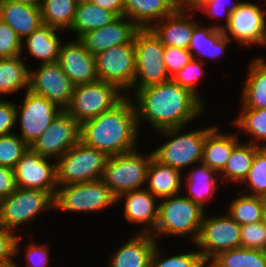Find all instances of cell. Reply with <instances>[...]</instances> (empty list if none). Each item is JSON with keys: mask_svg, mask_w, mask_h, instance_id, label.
I'll use <instances>...</instances> for the list:
<instances>
[{"mask_svg": "<svg viewBox=\"0 0 266 267\" xmlns=\"http://www.w3.org/2000/svg\"><path fill=\"white\" fill-rule=\"evenodd\" d=\"M193 10H175L149 29L163 45L188 49L195 26L200 22Z\"/></svg>", "mask_w": 266, "mask_h": 267, "instance_id": "21", "label": "cell"}, {"mask_svg": "<svg viewBox=\"0 0 266 267\" xmlns=\"http://www.w3.org/2000/svg\"><path fill=\"white\" fill-rule=\"evenodd\" d=\"M242 85L240 109H266V60L253 58L248 63Z\"/></svg>", "mask_w": 266, "mask_h": 267, "instance_id": "28", "label": "cell"}, {"mask_svg": "<svg viewBox=\"0 0 266 267\" xmlns=\"http://www.w3.org/2000/svg\"><path fill=\"white\" fill-rule=\"evenodd\" d=\"M241 3V0L239 1H233V0H208L204 2L197 10L196 12H200L205 14V16L208 15V18H212V20H219L220 18H223L222 20L224 22H213L212 24H209L210 26L216 28V29H223L229 22V17L231 15V12L238 7V5Z\"/></svg>", "mask_w": 266, "mask_h": 267, "instance_id": "43", "label": "cell"}, {"mask_svg": "<svg viewBox=\"0 0 266 267\" xmlns=\"http://www.w3.org/2000/svg\"><path fill=\"white\" fill-rule=\"evenodd\" d=\"M134 233L112 251L108 258V267H150L157 241L151 234Z\"/></svg>", "mask_w": 266, "mask_h": 267, "instance_id": "22", "label": "cell"}, {"mask_svg": "<svg viewBox=\"0 0 266 267\" xmlns=\"http://www.w3.org/2000/svg\"><path fill=\"white\" fill-rule=\"evenodd\" d=\"M230 42L221 29H216L200 21L195 26L188 50L193 58L204 63L211 59L219 61L221 55H225Z\"/></svg>", "mask_w": 266, "mask_h": 267, "instance_id": "25", "label": "cell"}, {"mask_svg": "<svg viewBox=\"0 0 266 267\" xmlns=\"http://www.w3.org/2000/svg\"><path fill=\"white\" fill-rule=\"evenodd\" d=\"M117 205L122 203L123 218L138 227L136 233L152 234L158 221L159 199L153 196L146 188L128 191L120 194Z\"/></svg>", "mask_w": 266, "mask_h": 267, "instance_id": "18", "label": "cell"}, {"mask_svg": "<svg viewBox=\"0 0 266 267\" xmlns=\"http://www.w3.org/2000/svg\"><path fill=\"white\" fill-rule=\"evenodd\" d=\"M239 115L232 119L231 126L238 128L240 135L247 134L250 139L245 142L266 147V109H240Z\"/></svg>", "mask_w": 266, "mask_h": 267, "instance_id": "34", "label": "cell"}, {"mask_svg": "<svg viewBox=\"0 0 266 267\" xmlns=\"http://www.w3.org/2000/svg\"><path fill=\"white\" fill-rule=\"evenodd\" d=\"M99 80L116 86L126 96L133 95L136 74L134 44L113 46L95 56Z\"/></svg>", "mask_w": 266, "mask_h": 267, "instance_id": "13", "label": "cell"}, {"mask_svg": "<svg viewBox=\"0 0 266 267\" xmlns=\"http://www.w3.org/2000/svg\"><path fill=\"white\" fill-rule=\"evenodd\" d=\"M108 158L105 152L79 141L56 160L57 186L101 179Z\"/></svg>", "mask_w": 266, "mask_h": 267, "instance_id": "8", "label": "cell"}, {"mask_svg": "<svg viewBox=\"0 0 266 267\" xmlns=\"http://www.w3.org/2000/svg\"><path fill=\"white\" fill-rule=\"evenodd\" d=\"M125 96L116 86L98 80L75 86L71 102L65 111L82 124L112 109Z\"/></svg>", "mask_w": 266, "mask_h": 267, "instance_id": "11", "label": "cell"}, {"mask_svg": "<svg viewBox=\"0 0 266 267\" xmlns=\"http://www.w3.org/2000/svg\"><path fill=\"white\" fill-rule=\"evenodd\" d=\"M11 1L40 8L43 0H11Z\"/></svg>", "mask_w": 266, "mask_h": 267, "instance_id": "52", "label": "cell"}, {"mask_svg": "<svg viewBox=\"0 0 266 267\" xmlns=\"http://www.w3.org/2000/svg\"><path fill=\"white\" fill-rule=\"evenodd\" d=\"M30 146L17 133L0 136V166L13 169Z\"/></svg>", "mask_w": 266, "mask_h": 267, "instance_id": "41", "label": "cell"}, {"mask_svg": "<svg viewBox=\"0 0 266 267\" xmlns=\"http://www.w3.org/2000/svg\"><path fill=\"white\" fill-rule=\"evenodd\" d=\"M175 10H197V0H169Z\"/></svg>", "mask_w": 266, "mask_h": 267, "instance_id": "51", "label": "cell"}, {"mask_svg": "<svg viewBox=\"0 0 266 267\" xmlns=\"http://www.w3.org/2000/svg\"><path fill=\"white\" fill-rule=\"evenodd\" d=\"M140 28L125 16L112 23L81 35L78 40L94 56L113 46L134 44L133 39Z\"/></svg>", "mask_w": 266, "mask_h": 267, "instance_id": "20", "label": "cell"}, {"mask_svg": "<svg viewBox=\"0 0 266 267\" xmlns=\"http://www.w3.org/2000/svg\"><path fill=\"white\" fill-rule=\"evenodd\" d=\"M76 7L74 0H43L40 7L42 22L65 34L71 28Z\"/></svg>", "mask_w": 266, "mask_h": 267, "instance_id": "37", "label": "cell"}, {"mask_svg": "<svg viewBox=\"0 0 266 267\" xmlns=\"http://www.w3.org/2000/svg\"><path fill=\"white\" fill-rule=\"evenodd\" d=\"M16 127V129H14ZM16 125V102L8 98L0 99V136L15 133Z\"/></svg>", "mask_w": 266, "mask_h": 267, "instance_id": "48", "label": "cell"}, {"mask_svg": "<svg viewBox=\"0 0 266 267\" xmlns=\"http://www.w3.org/2000/svg\"><path fill=\"white\" fill-rule=\"evenodd\" d=\"M216 125L196 127L191 131H187L186 126H182L156 132L158 135L161 134L160 138L163 137L166 140L157 145L154 150L152 149L154 158L161 164L171 166L183 174L186 173L185 169L202 162L206 135Z\"/></svg>", "mask_w": 266, "mask_h": 267, "instance_id": "4", "label": "cell"}, {"mask_svg": "<svg viewBox=\"0 0 266 267\" xmlns=\"http://www.w3.org/2000/svg\"><path fill=\"white\" fill-rule=\"evenodd\" d=\"M207 267H266V251L234 248L218 253Z\"/></svg>", "mask_w": 266, "mask_h": 267, "instance_id": "36", "label": "cell"}, {"mask_svg": "<svg viewBox=\"0 0 266 267\" xmlns=\"http://www.w3.org/2000/svg\"><path fill=\"white\" fill-rule=\"evenodd\" d=\"M174 11L169 0H124V16L140 29H149Z\"/></svg>", "mask_w": 266, "mask_h": 267, "instance_id": "31", "label": "cell"}, {"mask_svg": "<svg viewBox=\"0 0 266 267\" xmlns=\"http://www.w3.org/2000/svg\"><path fill=\"white\" fill-rule=\"evenodd\" d=\"M260 147L241 141L232 151L223 171L220 173L222 184L240 185L251 169L254 155Z\"/></svg>", "mask_w": 266, "mask_h": 267, "instance_id": "33", "label": "cell"}, {"mask_svg": "<svg viewBox=\"0 0 266 267\" xmlns=\"http://www.w3.org/2000/svg\"><path fill=\"white\" fill-rule=\"evenodd\" d=\"M240 231L241 225L227 212L212 215L206 211L194 246L208 263L222 251L241 247Z\"/></svg>", "mask_w": 266, "mask_h": 267, "instance_id": "10", "label": "cell"}, {"mask_svg": "<svg viewBox=\"0 0 266 267\" xmlns=\"http://www.w3.org/2000/svg\"><path fill=\"white\" fill-rule=\"evenodd\" d=\"M23 234H19L16 242H15V258L17 256L21 255V251H22V247H27L25 250V256H26V265L25 267H49V263H51L50 261V251L49 249L51 248L49 245L50 244H46V243H37L35 242L33 239H30V243L29 240L27 241L28 245H21V239L24 238V236H22ZM16 263H14L13 267H21L22 265H19V263H17V261H15Z\"/></svg>", "mask_w": 266, "mask_h": 267, "instance_id": "40", "label": "cell"}, {"mask_svg": "<svg viewBox=\"0 0 266 267\" xmlns=\"http://www.w3.org/2000/svg\"><path fill=\"white\" fill-rule=\"evenodd\" d=\"M263 4L266 7V0ZM265 7L242 0L238 7L231 12L228 24L222 29L223 34L231 43L235 42L244 48L254 46V44L255 46H264L266 43Z\"/></svg>", "mask_w": 266, "mask_h": 267, "instance_id": "12", "label": "cell"}, {"mask_svg": "<svg viewBox=\"0 0 266 267\" xmlns=\"http://www.w3.org/2000/svg\"><path fill=\"white\" fill-rule=\"evenodd\" d=\"M205 63L192 58L190 62L179 72H177L172 79L181 87L188 89L194 95H196L202 102L203 99L200 88L198 87L199 81H201L202 77L205 76Z\"/></svg>", "mask_w": 266, "mask_h": 267, "instance_id": "42", "label": "cell"}, {"mask_svg": "<svg viewBox=\"0 0 266 267\" xmlns=\"http://www.w3.org/2000/svg\"><path fill=\"white\" fill-rule=\"evenodd\" d=\"M54 210V197L47 191L16 187L8 197L0 200V225L18 233V229L32 223L44 211Z\"/></svg>", "mask_w": 266, "mask_h": 267, "instance_id": "6", "label": "cell"}, {"mask_svg": "<svg viewBox=\"0 0 266 267\" xmlns=\"http://www.w3.org/2000/svg\"><path fill=\"white\" fill-rule=\"evenodd\" d=\"M240 238L242 248L266 251V222L241 226Z\"/></svg>", "mask_w": 266, "mask_h": 267, "instance_id": "44", "label": "cell"}, {"mask_svg": "<svg viewBox=\"0 0 266 267\" xmlns=\"http://www.w3.org/2000/svg\"><path fill=\"white\" fill-rule=\"evenodd\" d=\"M16 187L14 170L0 166V200L13 193Z\"/></svg>", "mask_w": 266, "mask_h": 267, "instance_id": "49", "label": "cell"}, {"mask_svg": "<svg viewBox=\"0 0 266 267\" xmlns=\"http://www.w3.org/2000/svg\"><path fill=\"white\" fill-rule=\"evenodd\" d=\"M80 124L63 110L30 146L43 157L59 159L80 141Z\"/></svg>", "mask_w": 266, "mask_h": 267, "instance_id": "16", "label": "cell"}, {"mask_svg": "<svg viewBox=\"0 0 266 267\" xmlns=\"http://www.w3.org/2000/svg\"><path fill=\"white\" fill-rule=\"evenodd\" d=\"M206 1L208 0H197V9Z\"/></svg>", "mask_w": 266, "mask_h": 267, "instance_id": "54", "label": "cell"}, {"mask_svg": "<svg viewBox=\"0 0 266 267\" xmlns=\"http://www.w3.org/2000/svg\"><path fill=\"white\" fill-rule=\"evenodd\" d=\"M237 192V196L229 202L226 212L241 226L263 221V197Z\"/></svg>", "mask_w": 266, "mask_h": 267, "instance_id": "35", "label": "cell"}, {"mask_svg": "<svg viewBox=\"0 0 266 267\" xmlns=\"http://www.w3.org/2000/svg\"><path fill=\"white\" fill-rule=\"evenodd\" d=\"M159 244L161 243L157 242L153 250L150 267H207V263L202 259L198 250H190L186 253L182 251V253L165 256Z\"/></svg>", "mask_w": 266, "mask_h": 267, "instance_id": "38", "label": "cell"}, {"mask_svg": "<svg viewBox=\"0 0 266 267\" xmlns=\"http://www.w3.org/2000/svg\"><path fill=\"white\" fill-rule=\"evenodd\" d=\"M92 4L115 13L118 17L124 16V0H89Z\"/></svg>", "mask_w": 266, "mask_h": 267, "instance_id": "50", "label": "cell"}, {"mask_svg": "<svg viewBox=\"0 0 266 267\" xmlns=\"http://www.w3.org/2000/svg\"><path fill=\"white\" fill-rule=\"evenodd\" d=\"M264 202V221L266 222V196L263 197Z\"/></svg>", "mask_w": 266, "mask_h": 267, "instance_id": "53", "label": "cell"}, {"mask_svg": "<svg viewBox=\"0 0 266 267\" xmlns=\"http://www.w3.org/2000/svg\"><path fill=\"white\" fill-rule=\"evenodd\" d=\"M57 62L75 86L99 80L95 56L76 38L64 40Z\"/></svg>", "mask_w": 266, "mask_h": 267, "instance_id": "19", "label": "cell"}, {"mask_svg": "<svg viewBox=\"0 0 266 267\" xmlns=\"http://www.w3.org/2000/svg\"><path fill=\"white\" fill-rule=\"evenodd\" d=\"M62 32V30L42 24L22 40L21 56L28 54L30 58L39 60L40 64L57 62L61 45L64 42Z\"/></svg>", "mask_w": 266, "mask_h": 267, "instance_id": "24", "label": "cell"}, {"mask_svg": "<svg viewBox=\"0 0 266 267\" xmlns=\"http://www.w3.org/2000/svg\"><path fill=\"white\" fill-rule=\"evenodd\" d=\"M264 46L266 47V43L264 44ZM259 57L266 60L265 56H259Z\"/></svg>", "mask_w": 266, "mask_h": 267, "instance_id": "56", "label": "cell"}, {"mask_svg": "<svg viewBox=\"0 0 266 267\" xmlns=\"http://www.w3.org/2000/svg\"><path fill=\"white\" fill-rule=\"evenodd\" d=\"M18 234L0 225V265L13 267L15 263V242Z\"/></svg>", "mask_w": 266, "mask_h": 267, "instance_id": "47", "label": "cell"}, {"mask_svg": "<svg viewBox=\"0 0 266 267\" xmlns=\"http://www.w3.org/2000/svg\"><path fill=\"white\" fill-rule=\"evenodd\" d=\"M84 1H89V0H74V2H75L76 4H80V3L84 2Z\"/></svg>", "mask_w": 266, "mask_h": 267, "instance_id": "55", "label": "cell"}, {"mask_svg": "<svg viewBox=\"0 0 266 267\" xmlns=\"http://www.w3.org/2000/svg\"><path fill=\"white\" fill-rule=\"evenodd\" d=\"M117 197L101 180L58 186L54 197V211L94 214L117 206Z\"/></svg>", "mask_w": 266, "mask_h": 267, "instance_id": "5", "label": "cell"}, {"mask_svg": "<svg viewBox=\"0 0 266 267\" xmlns=\"http://www.w3.org/2000/svg\"><path fill=\"white\" fill-rule=\"evenodd\" d=\"M240 135L236 132H223L216 125L205 138L203 146L202 163L219 174L225 168L233 149L241 142Z\"/></svg>", "mask_w": 266, "mask_h": 267, "instance_id": "26", "label": "cell"}, {"mask_svg": "<svg viewBox=\"0 0 266 267\" xmlns=\"http://www.w3.org/2000/svg\"><path fill=\"white\" fill-rule=\"evenodd\" d=\"M37 67H30L29 90L65 110L71 102L75 85L58 62L42 63Z\"/></svg>", "mask_w": 266, "mask_h": 267, "instance_id": "15", "label": "cell"}, {"mask_svg": "<svg viewBox=\"0 0 266 267\" xmlns=\"http://www.w3.org/2000/svg\"><path fill=\"white\" fill-rule=\"evenodd\" d=\"M206 210L183 193L159 199L158 221L151 234L157 242L162 237H189L195 243Z\"/></svg>", "mask_w": 266, "mask_h": 267, "instance_id": "3", "label": "cell"}, {"mask_svg": "<svg viewBox=\"0 0 266 267\" xmlns=\"http://www.w3.org/2000/svg\"><path fill=\"white\" fill-rule=\"evenodd\" d=\"M23 95L22 102H16V125L20 126L16 133L31 146L63 110L30 90Z\"/></svg>", "mask_w": 266, "mask_h": 267, "instance_id": "14", "label": "cell"}, {"mask_svg": "<svg viewBox=\"0 0 266 267\" xmlns=\"http://www.w3.org/2000/svg\"><path fill=\"white\" fill-rule=\"evenodd\" d=\"M140 150L109 156L101 180L116 197L146 187L147 170L154 155Z\"/></svg>", "mask_w": 266, "mask_h": 267, "instance_id": "7", "label": "cell"}, {"mask_svg": "<svg viewBox=\"0 0 266 267\" xmlns=\"http://www.w3.org/2000/svg\"><path fill=\"white\" fill-rule=\"evenodd\" d=\"M0 19L8 24L21 40L43 24L40 8L11 0H0Z\"/></svg>", "mask_w": 266, "mask_h": 267, "instance_id": "27", "label": "cell"}, {"mask_svg": "<svg viewBox=\"0 0 266 267\" xmlns=\"http://www.w3.org/2000/svg\"><path fill=\"white\" fill-rule=\"evenodd\" d=\"M131 98L136 108L139 129L141 125L149 124L156 132L188 127L194 119L201 118L206 108L204 102L172 78L138 89Z\"/></svg>", "mask_w": 266, "mask_h": 267, "instance_id": "1", "label": "cell"}, {"mask_svg": "<svg viewBox=\"0 0 266 267\" xmlns=\"http://www.w3.org/2000/svg\"><path fill=\"white\" fill-rule=\"evenodd\" d=\"M14 173L17 187L40 189L55 197L58 187L56 160L43 157L29 148L17 162Z\"/></svg>", "mask_w": 266, "mask_h": 267, "instance_id": "17", "label": "cell"}, {"mask_svg": "<svg viewBox=\"0 0 266 267\" xmlns=\"http://www.w3.org/2000/svg\"><path fill=\"white\" fill-rule=\"evenodd\" d=\"M140 131L134 102L125 96L112 109L80 124V141L112 156L138 149Z\"/></svg>", "mask_w": 266, "mask_h": 267, "instance_id": "2", "label": "cell"}, {"mask_svg": "<svg viewBox=\"0 0 266 267\" xmlns=\"http://www.w3.org/2000/svg\"><path fill=\"white\" fill-rule=\"evenodd\" d=\"M117 18L115 13L94 5L90 1H84L77 4L73 23L67 32L76 33L75 38L78 39L86 32L102 28Z\"/></svg>", "mask_w": 266, "mask_h": 267, "instance_id": "32", "label": "cell"}, {"mask_svg": "<svg viewBox=\"0 0 266 267\" xmlns=\"http://www.w3.org/2000/svg\"><path fill=\"white\" fill-rule=\"evenodd\" d=\"M21 42L17 33L0 19V59L21 56Z\"/></svg>", "mask_w": 266, "mask_h": 267, "instance_id": "45", "label": "cell"}, {"mask_svg": "<svg viewBox=\"0 0 266 267\" xmlns=\"http://www.w3.org/2000/svg\"><path fill=\"white\" fill-rule=\"evenodd\" d=\"M24 58L14 56L0 59V96L3 99L29 90L30 67L33 65L30 66Z\"/></svg>", "mask_w": 266, "mask_h": 267, "instance_id": "30", "label": "cell"}, {"mask_svg": "<svg viewBox=\"0 0 266 267\" xmlns=\"http://www.w3.org/2000/svg\"><path fill=\"white\" fill-rule=\"evenodd\" d=\"M133 42L136 53L133 94L138 89L171 79L163 60L164 45L150 29H139Z\"/></svg>", "mask_w": 266, "mask_h": 267, "instance_id": "9", "label": "cell"}, {"mask_svg": "<svg viewBox=\"0 0 266 267\" xmlns=\"http://www.w3.org/2000/svg\"><path fill=\"white\" fill-rule=\"evenodd\" d=\"M187 171L183 175L182 192L186 190L184 195L207 211V204L215 197L216 191H220L219 184L222 186L220 174L202 162Z\"/></svg>", "mask_w": 266, "mask_h": 267, "instance_id": "23", "label": "cell"}, {"mask_svg": "<svg viewBox=\"0 0 266 267\" xmlns=\"http://www.w3.org/2000/svg\"><path fill=\"white\" fill-rule=\"evenodd\" d=\"M242 184L246 188L242 186L239 191L252 196H266V147L256 151L251 169Z\"/></svg>", "mask_w": 266, "mask_h": 267, "instance_id": "39", "label": "cell"}, {"mask_svg": "<svg viewBox=\"0 0 266 267\" xmlns=\"http://www.w3.org/2000/svg\"><path fill=\"white\" fill-rule=\"evenodd\" d=\"M192 58L188 49L164 45L163 60L171 78L183 69Z\"/></svg>", "mask_w": 266, "mask_h": 267, "instance_id": "46", "label": "cell"}, {"mask_svg": "<svg viewBox=\"0 0 266 267\" xmlns=\"http://www.w3.org/2000/svg\"><path fill=\"white\" fill-rule=\"evenodd\" d=\"M183 173L154 157L147 170L146 189L158 199L182 193Z\"/></svg>", "mask_w": 266, "mask_h": 267, "instance_id": "29", "label": "cell"}]
</instances>
